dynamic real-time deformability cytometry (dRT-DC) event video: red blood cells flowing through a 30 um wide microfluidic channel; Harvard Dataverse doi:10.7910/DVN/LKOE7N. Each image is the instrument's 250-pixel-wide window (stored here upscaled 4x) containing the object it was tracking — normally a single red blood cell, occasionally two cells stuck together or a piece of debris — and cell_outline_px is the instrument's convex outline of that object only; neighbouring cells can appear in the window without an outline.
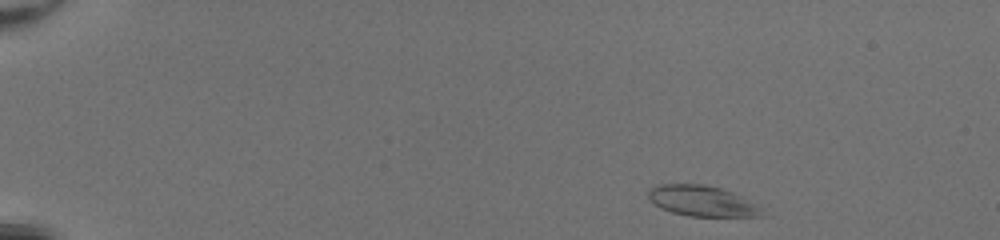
{"species": "common noctule bat (a hibernating species)", "species_latin": "Nyctalus noctula", "temperature_condition": "room temperature", "stored_images_in_passage": 45, "camera_frame_rate_fps": 3000, "um_per_image_px": 0.085, "animal": {"sex": "female", "body_mass_g": 20.0, "forearm_length_mm": 54.0}, "frame": {"image": 1, "passage_image": 2, "time_ms": 0.333, "image_size_px": [1000, 240], "cell_outline_px": [[764, 216], [688, 216], [672, 212], [660, 208], [652, 204], [648, 200], [648, 188], [656, 184], [704, 184], [720, 188], [732, 192], [740, 196], [760, 208]], "centroid_in_image_um": [59.56, 17.07], "position_along_channel_um": 25.4, "area_um2": 20.23}}
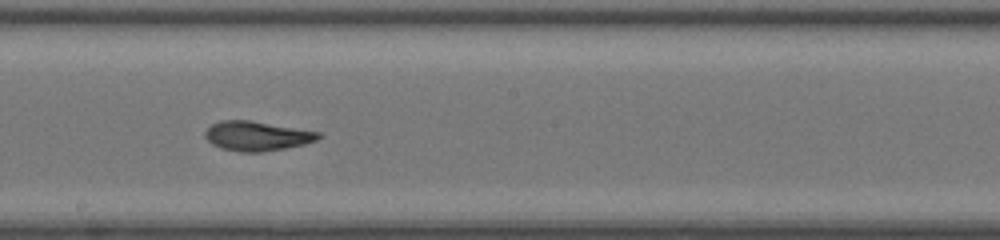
{"frame": {"image": 2, "passage_image": 25, "time_ms": 8.0, "image_size_px": [1000, 240], "cell_outline_px": [[324, 136], [316, 140], [304, 144], [284, 148], [260, 152], [240, 152], [220, 148], [212, 144], [204, 136], [204, 132], [212, 124], [220, 120], [252, 120], [320, 132]], "centroid_in_image_um": [21.83, 11.55], "position_along_channel_um": 226.4, "area_um2": 19.59}}
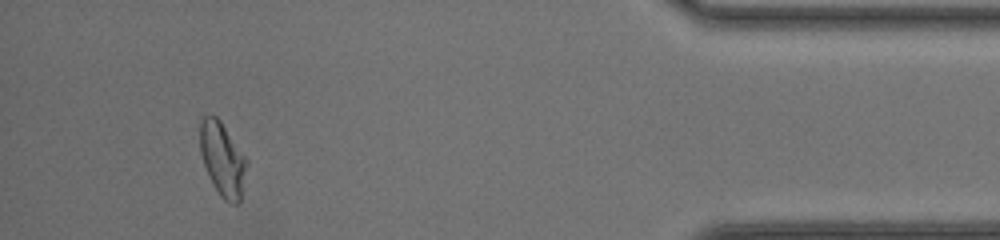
{"frame": {"image": 3, "passage_image": 42, "time_ms": 13.667, "image_size_px": [1000, 240], "cell_outline_px": [[248, 164], [240, 200], [236, 204], [232, 204], [224, 200], [220, 196], [208, 176], [200, 152], [200, 120], [208, 112], [216, 116], [220, 120], [248, 160]], "centroid_in_image_um": [18.91, 13.51], "position_along_channel_um": 416.3, "area_um2": 20.23}, "authors_computed_cell_mechanics": {"area_um2": 20.0566, "velocity_mm_per_s": 4.2265, "shape_relaxation_time_tau1_ms": 4.6459, "shape_relaxation_time_tau2_ms": 2.533, "deformation_change_tau1": 0.1976, "deformation_change_tau2": 0.0772}}